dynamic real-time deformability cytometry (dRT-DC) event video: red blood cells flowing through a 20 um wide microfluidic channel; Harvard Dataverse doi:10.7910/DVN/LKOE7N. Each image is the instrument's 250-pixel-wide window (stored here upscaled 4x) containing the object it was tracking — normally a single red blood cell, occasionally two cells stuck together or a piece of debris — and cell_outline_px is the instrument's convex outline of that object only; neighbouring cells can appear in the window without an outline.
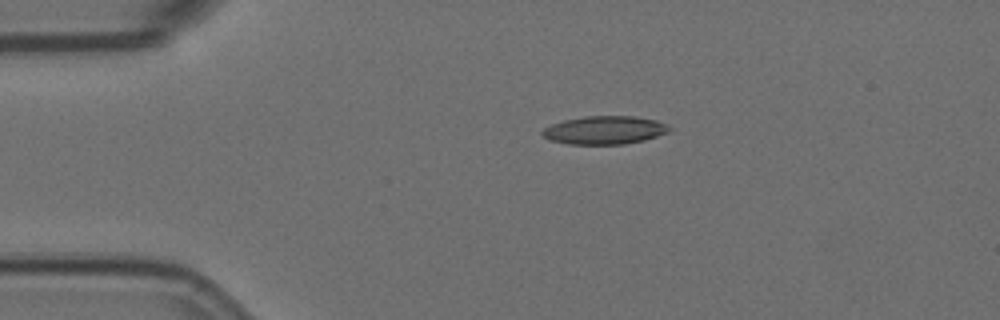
{"species": "Egyptian fruit bat (a non-hibernating species)", "species_latin": "Rousettus aegyptiacus", "temperature_condition": "room temperature", "stored_images_in_passage": 3, "camera_frame_rate_fps": 3000, "um_per_image_px": 0.085, "animal": {"sex": "female"}, "frame": {"image": 1, "passage_image": 1, "time_ms": 0.0, "image_size_px": [1000, 320], "cell_outline_px": [[672, 128], [668, 132], [644, 140], [624, 144], [568, 144], [548, 140], [540, 132], [544, 128], [552, 124], [564, 120], [584, 116], [636, 116], [656, 120], [668, 124]], "centroid_in_image_um": [51.39, 11.05], "position_along_channel_um": 33.6, "area_um2": 20.98}}
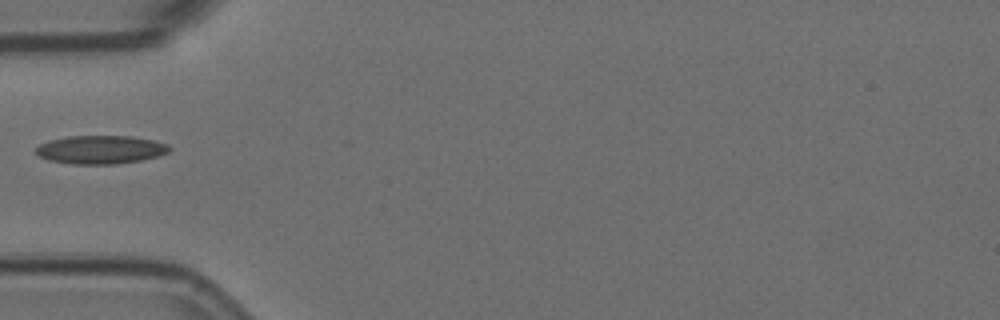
{"frame": {"image": 2, "passage_image": 3, "time_ms": 0.667, "image_size_px": [1000, 320], "cell_outline_px": [[172, 148], [168, 152], [156, 156], [140, 160], [116, 164], [72, 164], [48, 160], [40, 156], [36, 152], [36, 148], [40, 144], [48, 140], [68, 136], [132, 136], [152, 140], [168, 144]], "centroid_in_image_um": [8.54, 12.71], "position_along_channel_um": 76.5, "area_um2": 22.02}}